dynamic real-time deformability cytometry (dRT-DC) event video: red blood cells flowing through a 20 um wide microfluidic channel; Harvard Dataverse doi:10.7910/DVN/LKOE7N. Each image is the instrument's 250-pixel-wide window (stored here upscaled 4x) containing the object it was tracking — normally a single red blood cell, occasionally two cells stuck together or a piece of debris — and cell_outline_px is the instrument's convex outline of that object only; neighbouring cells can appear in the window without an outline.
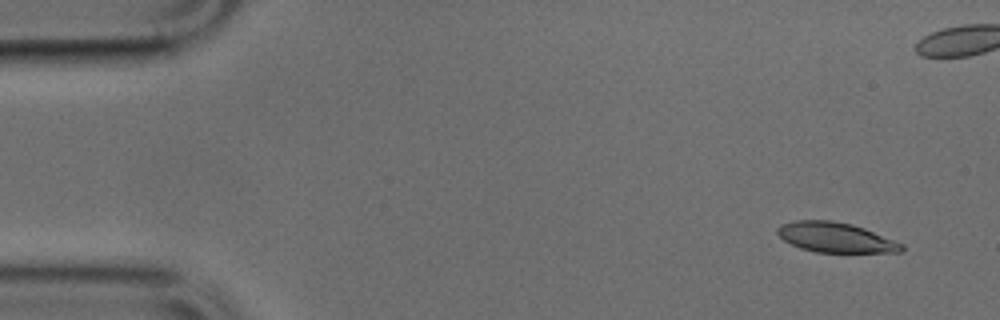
{"species": "common noctule bat (a hibernating species)", "species_latin": "Nyctalus noctula", "temperature_condition": "cold", "stored_images_in_passage": 50, "camera_frame_rate_fps": 3000, "um_per_image_px": 0.085, "animal": {"sex": "male", "body_mass_g": 17.9, "forearm_length_mm": 54.2}, "frame": {"image": 1, "passage_image": 3, "time_ms": 0.667, "image_size_px": [1000, 320], "cell_outline_px": [[904, 248], [900, 252], [816, 252], [800, 248], [784, 240], [776, 232], [776, 228], [780, 224], [796, 220], [832, 220], [852, 224], [864, 228], [904, 244]], "centroid_in_image_um": [71.0, 20.17], "position_along_channel_um": 14.0, "area_um2": 21.62}}
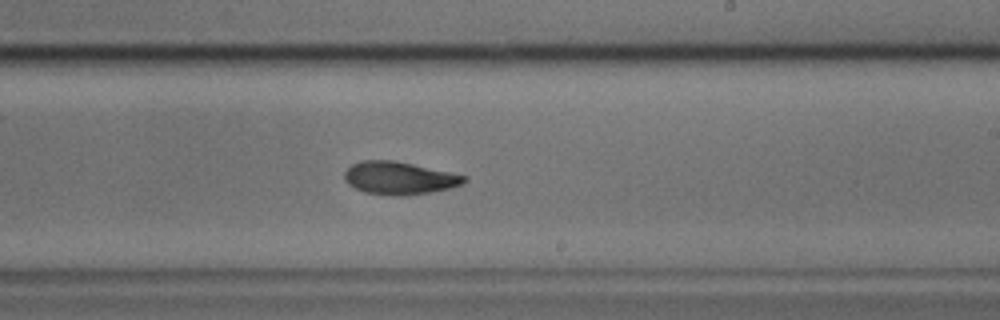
{"frame": {"image": 2, "passage_image": 29, "time_ms": 9.333, "image_size_px": [1000, 320], "cell_outline_px": [[468, 180], [464, 184], [448, 188], [428, 192], [404, 196], [396, 196], [364, 192], [348, 184], [344, 180], [344, 172], [352, 164], [360, 160], [392, 160], [412, 164], [468, 176]], "centroid_in_image_um": [33.92, 15.13], "position_along_channel_um": 255.1, "area_um2": 22.77}}
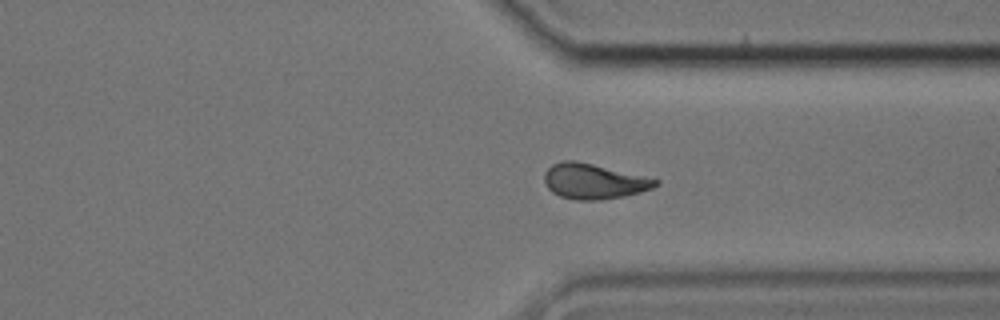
{"frame": {"image": 3, "passage_image": 37, "time_ms": 12.0, "image_size_px": [1000, 320], "cell_outline_px": [[660, 184], [652, 188], [640, 192], [624, 196], [600, 200], [576, 200], [560, 196], [552, 192], [548, 188], [544, 180], [544, 172], [552, 164], [560, 160], [572, 160], [592, 164], [660, 180]], "centroid_in_image_um": [50.45, 15.41], "position_along_channel_um": 361.0, "area_um2": 22.72}}